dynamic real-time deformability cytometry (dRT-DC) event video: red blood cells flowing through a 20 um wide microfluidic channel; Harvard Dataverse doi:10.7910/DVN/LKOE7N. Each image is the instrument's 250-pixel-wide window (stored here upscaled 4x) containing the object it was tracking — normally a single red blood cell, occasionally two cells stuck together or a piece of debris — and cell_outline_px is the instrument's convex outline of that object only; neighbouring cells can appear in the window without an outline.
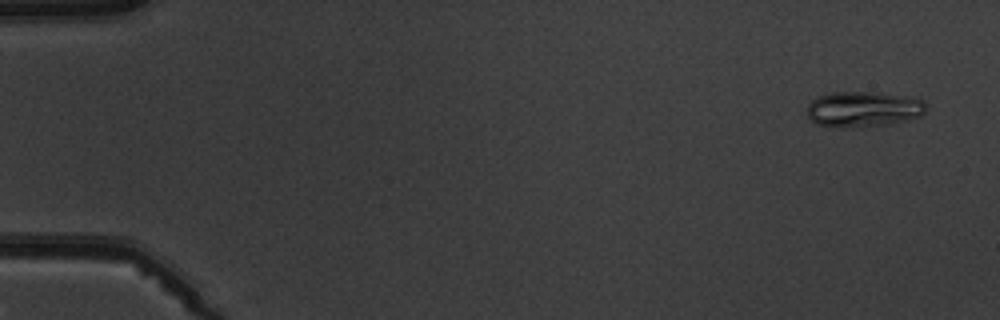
{"species": "common noctule bat (a hibernating species)", "species_latin": "Nyctalus noctula", "temperature_condition": "warm", "stored_images_in_passage": 5, "camera_frame_rate_fps": 3000, "um_per_image_px": 0.085, "animal": {"sex": "male", "body_mass_g": 19.5, "forearm_length_mm": 54.6}, "frame": {"image": 1, "passage_image": 1, "time_ms": 0.0, "image_size_px": [1000, 320], "cell_outline_px": [[924, 112], [920, 116], [908, 120], [888, 124], [864, 128], [836, 128], [816, 124], [808, 116], [808, 104], [816, 96], [832, 92], [872, 92], [916, 96], [924, 100]], "centroid_in_image_um": [73.39, 9.28], "position_along_channel_um": 11.6, "area_um2": 25.26}}